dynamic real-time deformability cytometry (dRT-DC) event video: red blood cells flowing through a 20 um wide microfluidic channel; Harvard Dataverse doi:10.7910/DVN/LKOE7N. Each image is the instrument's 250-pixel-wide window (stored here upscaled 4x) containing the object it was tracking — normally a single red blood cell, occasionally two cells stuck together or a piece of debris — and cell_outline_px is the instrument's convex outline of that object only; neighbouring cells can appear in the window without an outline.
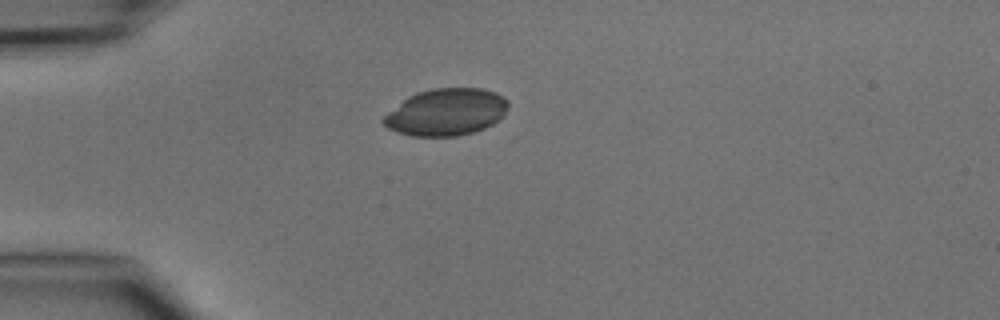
{"species": "common noctule bat (a hibernating species)", "species_latin": "Nyctalus noctula", "temperature_condition": "cold", "stored_images_in_passage": 3, "camera_frame_rate_fps": 3000, "um_per_image_px": 0.085, "animal": {"sex": "male", "body_mass_g": 15.6}, "frame": {"image": 1, "passage_image": 3, "time_ms": 3.0, "image_size_px": [1000, 320], "cell_outline_px": [[508, 108], [492, 124], [484, 128], [472, 132], [456, 136], [412, 136], [396, 132], [388, 128], [380, 120], [388, 112], [408, 96], [416, 92], [428, 88], [480, 88], [496, 92], [504, 96], [508, 100]], "centroid_in_image_um": [37.9, 9.51], "position_along_channel_um": 47.1, "area_um2": 34.16}}